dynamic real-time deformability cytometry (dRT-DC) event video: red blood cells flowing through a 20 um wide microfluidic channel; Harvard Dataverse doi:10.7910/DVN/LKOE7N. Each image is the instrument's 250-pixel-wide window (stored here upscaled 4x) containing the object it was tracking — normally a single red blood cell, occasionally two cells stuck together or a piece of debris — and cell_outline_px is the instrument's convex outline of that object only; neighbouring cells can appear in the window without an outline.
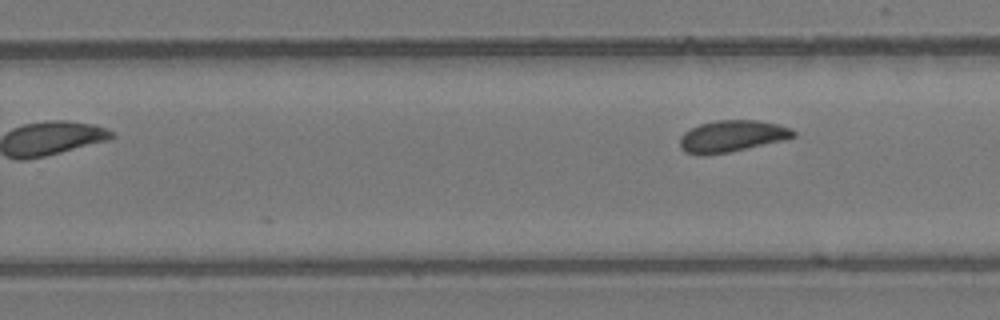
{"species": "common noctule bat (a hibernating species)", "species_latin": "Nyctalus noctula", "temperature_condition": "room temperature", "stored_images_in_passage": 8, "segment_of_instrument_passage": [2, 2], "camera_frame_rate_fps": 3000, "um_per_image_px": 0.085, "animal": {"sex": "female", "body_mass_g": 24.6, "forearm_length_mm": 56.2}, "frame": {"image": 1, "passage_image": 8, "time_ms": 2.333, "image_size_px": [1000, 320], "cell_outline_px": [[796, 136], [784, 140], [728, 152], [708, 156], [700, 156], [684, 152], [680, 148], [680, 136], [684, 132], [700, 124], [716, 120], [760, 120], [792, 128], [796, 132]], "centroid_in_image_um": [62.19, 11.58], "position_along_channel_um": 267.6, "area_um2": 21.1}}